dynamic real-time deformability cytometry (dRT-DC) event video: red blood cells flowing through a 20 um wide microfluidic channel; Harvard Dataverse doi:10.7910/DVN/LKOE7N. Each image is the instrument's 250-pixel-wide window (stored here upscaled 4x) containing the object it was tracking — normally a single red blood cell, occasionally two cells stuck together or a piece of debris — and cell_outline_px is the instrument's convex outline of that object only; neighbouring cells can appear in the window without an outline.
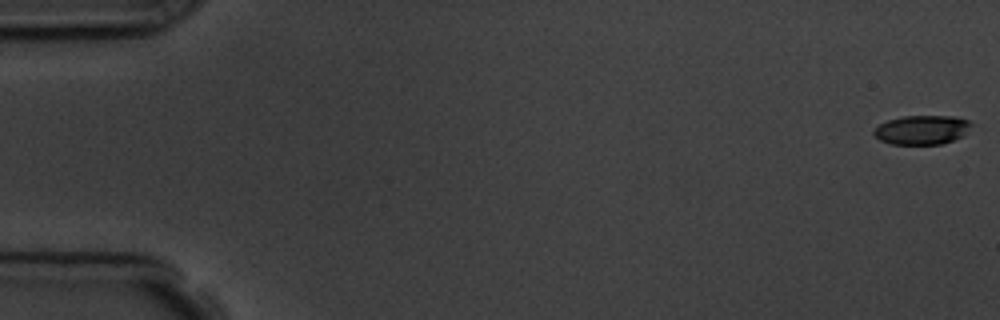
{"species": "common noctule bat (a hibernating species)", "species_latin": "Nyctalus noctula", "temperature_condition": "room temperature", "stored_images_in_passage": 3, "camera_frame_rate_fps": 3000, "um_per_image_px": 0.085, "animal": {"sex": "male", "body_mass_g": 19.5, "forearm_length_mm": 54.6}, "frame": {"image": 1, "passage_image": 1, "time_ms": 0.0, "image_size_px": [1000, 320], "cell_outline_px": [[972, 124], [964, 136], [940, 144], [892, 144], [880, 140], [872, 132], [880, 124], [888, 120], [904, 116], [952, 116], [968, 120]], "centroid_in_image_um": [78.38, 11.03], "position_along_channel_um": 6.6, "area_um2": 16.42}}